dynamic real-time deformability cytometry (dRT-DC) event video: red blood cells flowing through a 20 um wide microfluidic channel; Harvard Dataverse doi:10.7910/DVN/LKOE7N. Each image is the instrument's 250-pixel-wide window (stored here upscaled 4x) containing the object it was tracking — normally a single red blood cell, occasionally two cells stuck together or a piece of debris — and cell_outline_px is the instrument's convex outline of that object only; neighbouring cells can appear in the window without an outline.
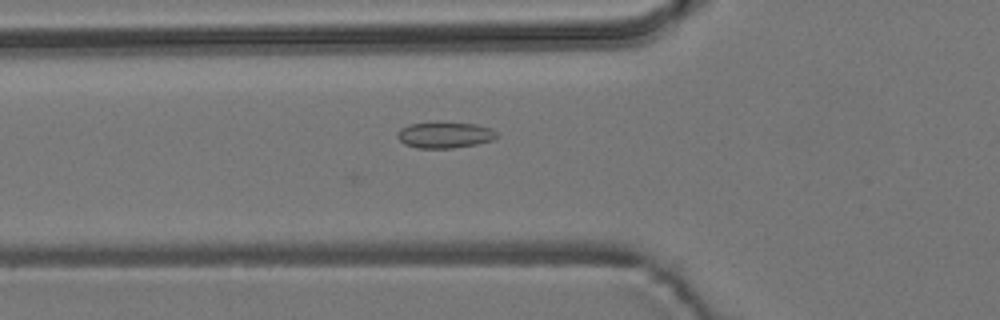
{"species": "common noctule bat (a hibernating species)", "species_latin": "Nyctalus noctula", "temperature_condition": "room temperature", "stored_images_in_passage": 3, "camera_frame_rate_fps": 3000, "um_per_image_px": 0.085, "animal": {"sex": "male", "body_mass_g": 19.2, "forearm_length_mm": 51.8}, "frame": {"image": 1, "passage_image": 3, "time_ms": 2.333, "image_size_px": [1000, 320], "cell_outline_px": [[500, 136], [492, 140], [476, 144], [452, 148], [416, 148], [404, 144], [396, 136], [396, 132], [400, 128], [408, 124], [476, 124], [492, 128]], "centroid_in_image_um": [37.8, 11.5], "position_along_channel_um": 88.0, "area_um2": 14.8}}